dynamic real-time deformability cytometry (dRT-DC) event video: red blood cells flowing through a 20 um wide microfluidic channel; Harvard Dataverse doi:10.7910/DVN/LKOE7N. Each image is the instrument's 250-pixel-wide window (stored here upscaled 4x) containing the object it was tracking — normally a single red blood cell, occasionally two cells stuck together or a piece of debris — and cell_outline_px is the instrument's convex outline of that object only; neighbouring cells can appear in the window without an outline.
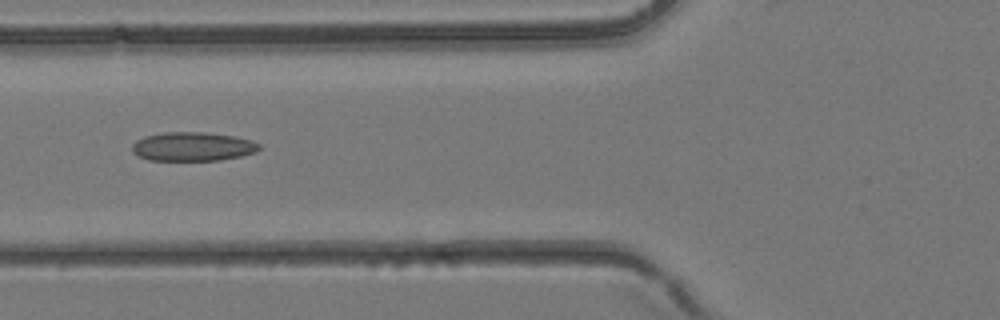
{"species": "common noctule bat (a hibernating species)", "species_latin": "Nyctalus noctula", "temperature_condition": "room temperature", "stored_images_in_passage": 5, "camera_frame_rate_fps": 3000, "um_per_image_px": 0.085, "animal": {"sex": "female", "body_mass_g": 24.6, "forearm_length_mm": 56.2}, "frame": {"image": 1, "passage_image": 5, "time_ms": 1.333, "image_size_px": [1000, 320], "cell_outline_px": [[260, 148], [256, 152], [240, 156], [220, 160], [148, 160], [136, 156], [132, 152], [132, 144], [136, 140], [144, 136], [164, 132], [204, 132], [232, 136], [252, 140], [260, 144]], "centroid_in_image_um": [16.34, 12.46], "position_along_channel_um": 109.5, "area_um2": 21.5}}